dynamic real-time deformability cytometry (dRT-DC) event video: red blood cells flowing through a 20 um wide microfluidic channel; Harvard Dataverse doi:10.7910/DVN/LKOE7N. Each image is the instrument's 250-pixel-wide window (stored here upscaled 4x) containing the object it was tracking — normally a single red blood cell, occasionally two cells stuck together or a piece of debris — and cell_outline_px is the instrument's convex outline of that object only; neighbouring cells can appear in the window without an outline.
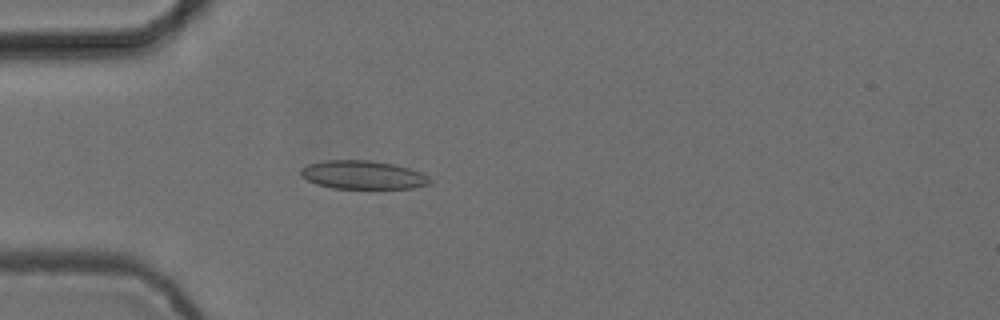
{"species": "common noctule bat (a hibernating species)", "species_latin": "Nyctalus noctula", "temperature_condition": "cold", "stored_images_in_passage": 5, "camera_frame_rate_fps": 3000, "um_per_image_px": 0.085, "animal": {"sex": "female", "body_mass_g": 24.6, "forearm_length_mm": 56.2}, "frame": {"image": 1, "passage_image": 5, "time_ms": 1.333, "image_size_px": [1000, 320], "cell_outline_px": [[432, 184], [412, 188], [332, 188], [316, 184], [300, 176], [300, 168], [308, 164], [320, 160], [368, 160], [392, 164], [408, 168], [420, 172], [428, 176], [432, 180]], "centroid_in_image_um": [30.82, 14.86], "position_along_channel_um": 54.2, "area_um2": 21.5}}